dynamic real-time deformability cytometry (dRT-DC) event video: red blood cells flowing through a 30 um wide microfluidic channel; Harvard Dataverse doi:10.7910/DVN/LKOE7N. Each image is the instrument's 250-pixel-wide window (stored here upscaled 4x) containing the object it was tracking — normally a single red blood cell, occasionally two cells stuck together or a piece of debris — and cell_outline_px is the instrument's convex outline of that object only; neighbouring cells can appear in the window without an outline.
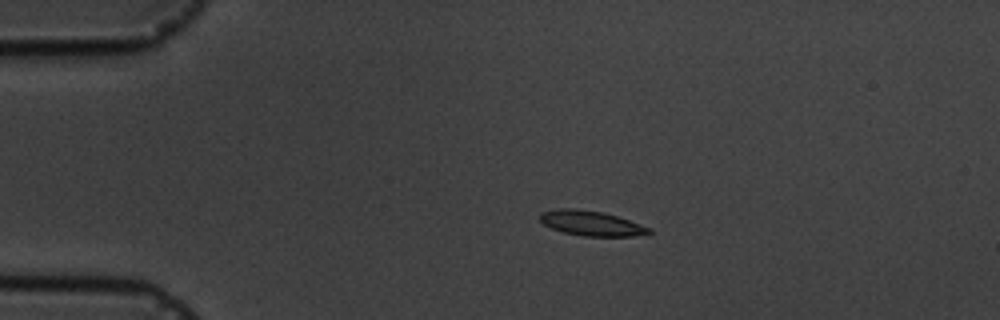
{"species": "common noctule bat (a hibernating species)", "species_latin": "Nyctalus noctula", "temperature_condition": "cold", "stored_images_in_passage": 4, "camera_frame_rate_fps": 3000, "um_per_image_px": 0.085, "animal": {"sex": "male", "body_mass_g": 19.5, "forearm_length_mm": 54.6}, "frame": {"image": 1, "passage_image": 2, "time_ms": 2.0, "image_size_px": [1000, 320], "cell_outline_px": [[652, 232], [632, 236], [584, 236], [564, 232], [552, 228], [544, 224], [536, 216], [540, 212], [556, 208], [576, 208], [604, 212], [652, 228]], "centroid_in_image_um": [50.2, 18.96], "position_along_channel_um": 34.8, "area_um2": 15.9}}
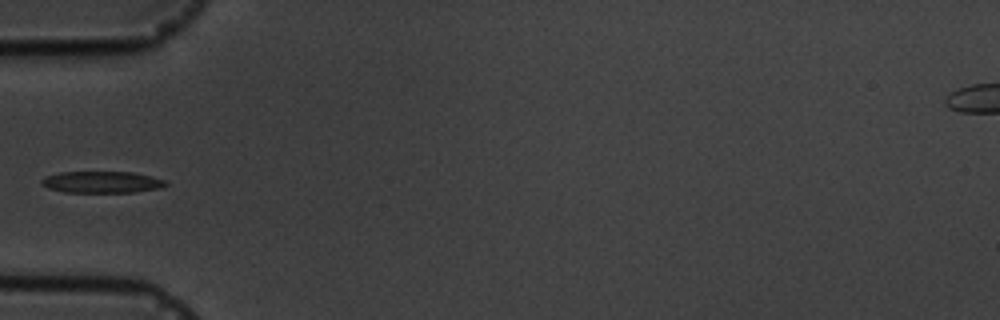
{"frame": {"image": 2, "passage_image": 4, "time_ms": 4.333, "image_size_px": [1000, 320], "cell_outline_px": [[168, 184], [160, 188], [136, 192], [64, 192], [48, 188], [40, 184], [40, 180], [44, 176], [60, 172], [132, 172], [152, 176], [164, 180]], "centroid_in_image_um": [8.62, 15.48], "position_along_channel_um": 76.4, "area_um2": 15.72}}